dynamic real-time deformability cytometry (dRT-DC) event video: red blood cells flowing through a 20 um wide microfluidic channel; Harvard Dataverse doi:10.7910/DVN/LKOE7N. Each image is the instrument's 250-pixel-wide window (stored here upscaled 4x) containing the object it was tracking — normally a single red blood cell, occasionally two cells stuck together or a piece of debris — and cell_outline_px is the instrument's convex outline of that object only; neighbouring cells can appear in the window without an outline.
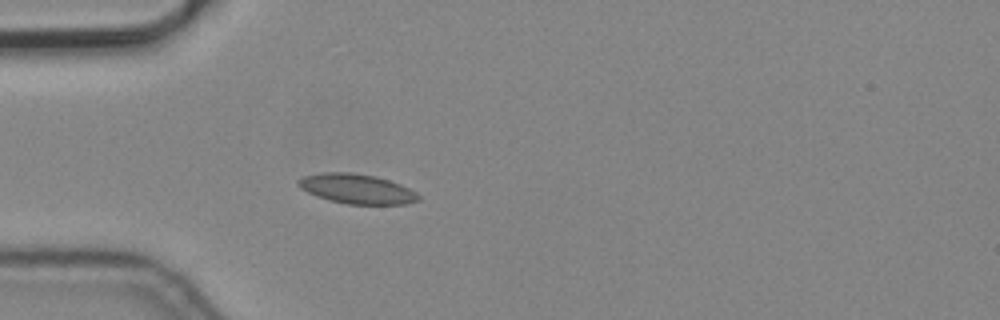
{"species": "common noctule bat (a hibernating species)", "species_latin": "Nyctalus noctula", "temperature_condition": "cold", "stored_images_in_passage": 4, "camera_frame_rate_fps": 3000, "um_per_image_px": 0.085, "animal": {"sex": "male", "body_mass_g": 19.2, "forearm_length_mm": 51.8}, "frame": {"image": 1, "passage_image": 4, "time_ms": 1.0, "image_size_px": [1000, 320], "cell_outline_px": [[420, 200], [404, 204], [348, 204], [328, 200], [316, 196], [300, 188], [296, 184], [296, 180], [304, 176], [324, 172], [352, 172], [376, 176], [400, 184], [416, 192], [420, 196]], "centroid_in_image_um": [30.3, 16.05], "position_along_channel_um": 54.7, "area_um2": 20.87}}